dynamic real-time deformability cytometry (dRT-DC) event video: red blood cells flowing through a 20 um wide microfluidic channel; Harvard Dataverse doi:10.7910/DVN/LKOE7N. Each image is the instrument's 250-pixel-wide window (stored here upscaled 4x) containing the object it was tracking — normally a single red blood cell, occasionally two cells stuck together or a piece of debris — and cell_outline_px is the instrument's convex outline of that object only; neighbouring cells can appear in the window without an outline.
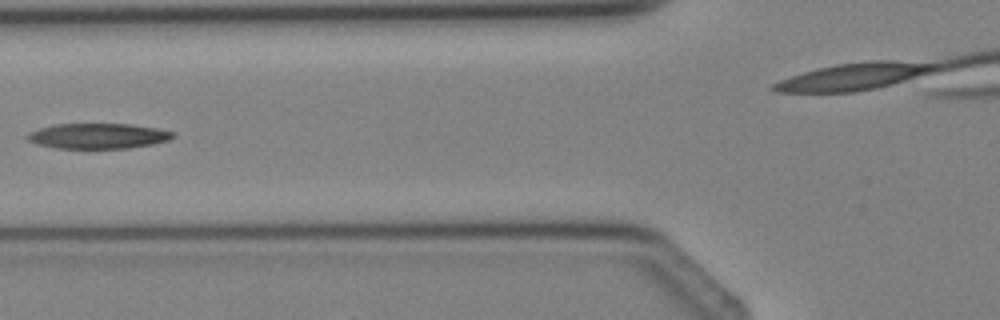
{"species": "Egyptian fruit bat (a non-hibernating species)", "species_latin": "Rousettus aegyptiacus", "temperature_condition": "cold", "stored_images_in_passage": 5, "camera_frame_rate_fps": 3000, "um_per_image_px": 0.085, "animal": {"sex": "female"}, "frame": {"image": 1, "passage_image": 4, "time_ms": 3.333, "image_size_px": [1000, 320], "cell_outline_px": [[176, 136], [168, 140], [152, 144], [128, 148], [56, 148], [36, 144], [28, 140], [24, 136], [28, 132], [40, 128], [56, 124], [128, 124], [156, 128], [176, 132]], "centroid_in_image_um": [8.32, 11.56], "position_along_channel_um": 117.5, "area_um2": 21.5}}